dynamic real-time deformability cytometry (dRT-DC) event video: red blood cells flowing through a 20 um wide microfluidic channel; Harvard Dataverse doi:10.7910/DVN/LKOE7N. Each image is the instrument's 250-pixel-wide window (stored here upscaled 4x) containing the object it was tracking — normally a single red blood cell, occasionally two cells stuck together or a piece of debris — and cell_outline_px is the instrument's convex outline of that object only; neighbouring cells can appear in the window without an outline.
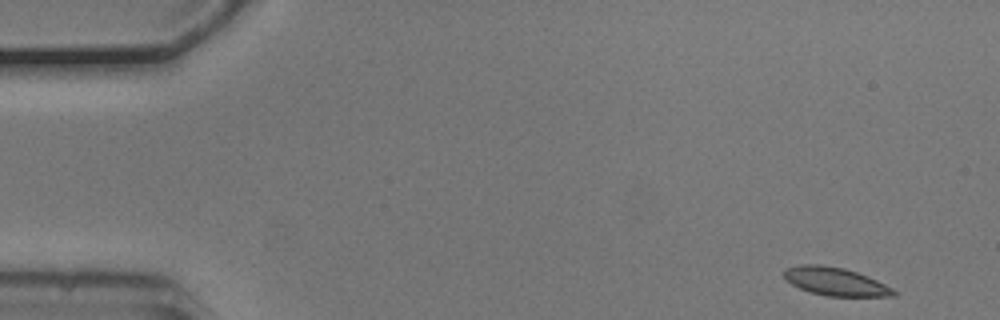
{"species": "common noctule bat (a hibernating species)", "species_latin": "Nyctalus noctula", "temperature_condition": "cold", "stored_images_in_passage": 52, "camera_frame_rate_fps": 3000, "um_per_image_px": 0.085, "animal": {"sex": "male", "body_mass_g": 20.5, "forearm_length_mm": 52.5}, "frame": {"image": 1, "passage_image": 1, "time_ms": 0.0, "image_size_px": [1000, 320], "cell_outline_px": [[896, 296], [828, 296], [812, 292], [800, 288], [792, 284], [784, 276], [784, 268], [800, 264], [820, 264], [844, 268], [868, 276], [892, 288], [896, 292]], "centroid_in_image_um": [71.0, 23.91], "position_along_channel_um": 14.0, "area_um2": 17.8}}
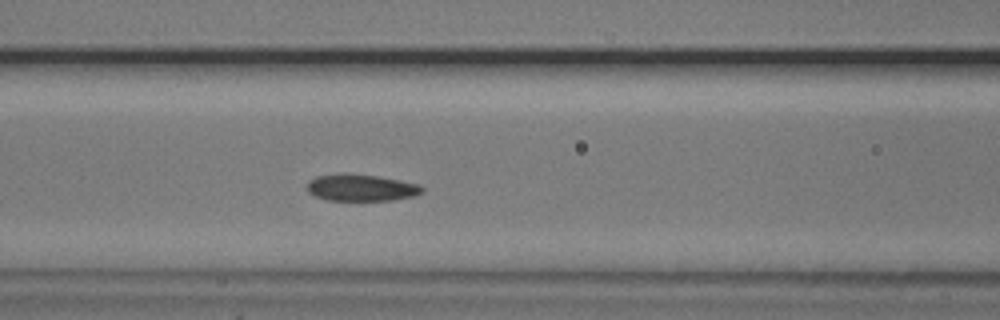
{"frame": {"image": 2, "passage_image": 20, "time_ms": 6.333, "image_size_px": [1000, 320], "cell_outline_px": [[424, 192], [412, 196], [392, 200], [328, 200], [316, 196], [308, 192], [308, 180], [316, 176], [344, 172], [348, 172], [376, 176], [400, 180], [416, 184], [424, 188]], "centroid_in_image_um": [30.66, 15.93], "position_along_channel_um": 135.9, "area_um2": 17.98}}
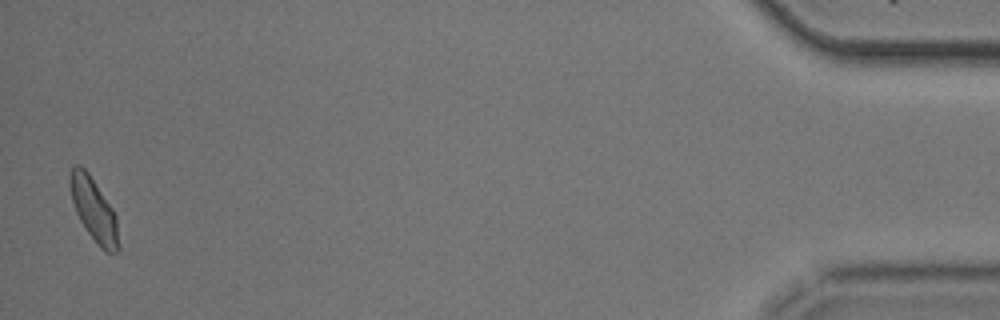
{"frame": {"image": 3, "passage_image": 51, "time_ms": 16.667, "image_size_px": [1000, 320], "cell_outline_px": [[120, 248], [116, 252], [104, 252], [100, 248], [88, 232], [80, 220], [76, 212], [72, 200], [68, 184], [68, 180], [72, 164], [80, 164], [88, 172], [112, 208], [116, 216]], "centroid_in_image_um": [7.96, 17.81], "position_along_channel_um": 427.2, "area_um2": 17.98}, "authors_computed_cell_mechanics": {"area_um2": 17.9758, "velocity_mm_per_s": 3.6969, "shape_relaxation_time_tau1_ms": 4.9904, "shape_relaxation_time_tau2_ms": 3.9203, "deformation_change_tau1": 0.0941, "deformation_change_tau2": 0.0931}}